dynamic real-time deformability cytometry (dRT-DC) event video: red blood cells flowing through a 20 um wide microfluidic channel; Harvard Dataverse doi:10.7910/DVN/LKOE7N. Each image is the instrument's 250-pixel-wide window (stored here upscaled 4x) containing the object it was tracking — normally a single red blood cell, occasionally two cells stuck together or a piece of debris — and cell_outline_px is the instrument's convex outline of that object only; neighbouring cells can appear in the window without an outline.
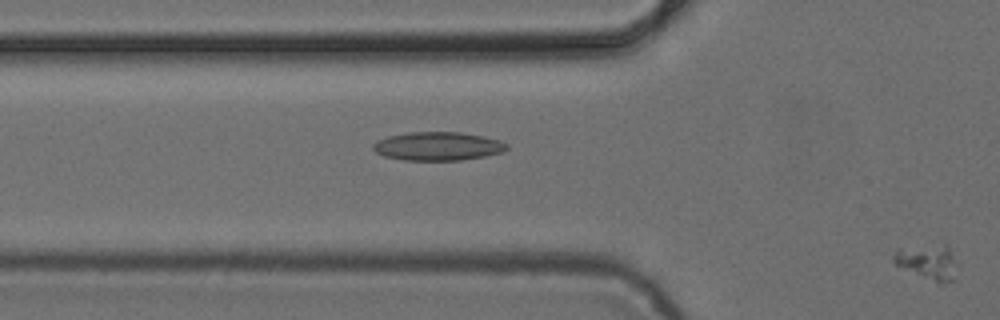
{"species": "common noctule bat (a hibernating species)", "species_latin": "Nyctalus noctula", "temperature_condition": "cold", "stored_images_in_passage": 19, "camera_frame_rate_fps": 3000, "um_per_image_px": 0.085, "animal": {"sex": "female", "body_mass_g": 24.6, "forearm_length_mm": 56.2}, "frame": {"image": 1, "passage_image": 19, "time_ms": 6.0, "image_size_px": [1000, 320], "cell_outline_px": [[956, 264], [952, 280], [940, 284], [896, 264], [892, 260], [892, 256], [900, 248], [948, 248]], "centroid_in_image_um": [78.83, 22.33], "position_along_channel_um": 47.0, "area_um2": 11.62}}